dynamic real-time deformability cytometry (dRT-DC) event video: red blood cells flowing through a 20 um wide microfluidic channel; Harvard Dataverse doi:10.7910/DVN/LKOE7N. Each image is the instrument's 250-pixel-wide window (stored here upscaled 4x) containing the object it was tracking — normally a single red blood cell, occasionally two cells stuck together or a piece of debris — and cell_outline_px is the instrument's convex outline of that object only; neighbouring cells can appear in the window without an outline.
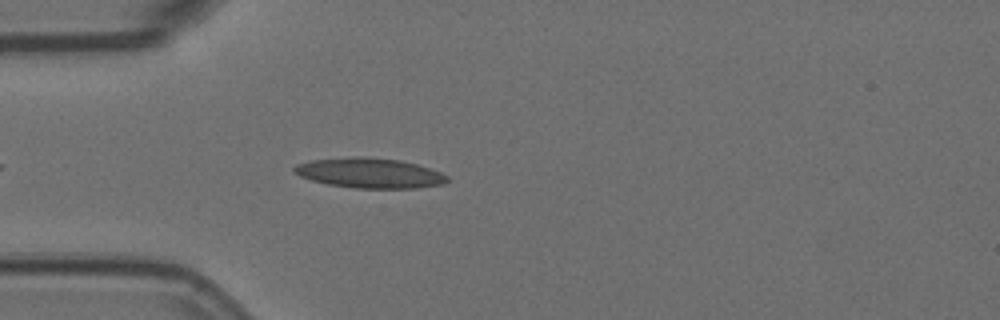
{"species": "Egyptian fruit bat (a non-hibernating species)", "species_latin": "Rousettus aegyptiacus", "temperature_condition": "room temperature", "stored_images_in_passage": 4, "camera_frame_rate_fps": 3000, "um_per_image_px": 0.085, "animal": {"sex": "female"}, "frame": {"image": 1, "passage_image": 4, "time_ms": 1.0, "image_size_px": [1000, 320], "cell_outline_px": [[448, 180], [444, 184], [416, 188], [352, 188], [328, 184], [312, 180], [300, 176], [292, 172], [292, 168], [296, 164], [312, 160], [352, 156], [356, 156], [400, 160], [416, 164], [440, 172], [448, 176]], "centroid_in_image_um": [31.39, 14.71], "position_along_channel_um": 53.6, "area_um2": 26.76}}